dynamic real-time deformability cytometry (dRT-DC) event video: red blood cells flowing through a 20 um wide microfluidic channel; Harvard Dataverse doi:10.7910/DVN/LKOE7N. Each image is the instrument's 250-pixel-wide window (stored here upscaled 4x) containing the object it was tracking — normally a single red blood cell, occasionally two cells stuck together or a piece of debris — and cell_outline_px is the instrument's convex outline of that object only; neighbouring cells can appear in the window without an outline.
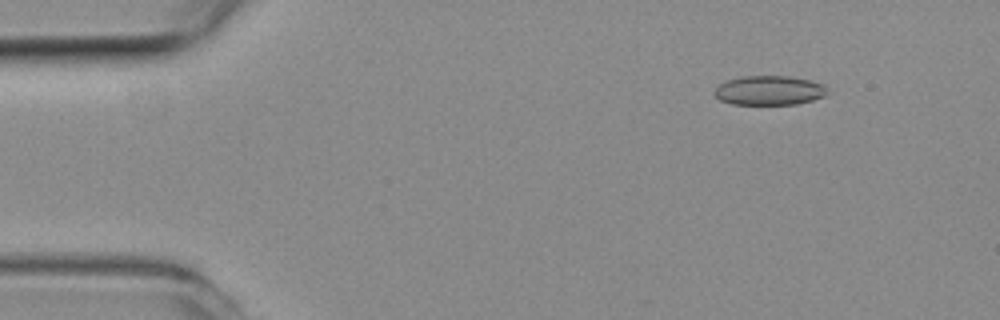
{"species": "common noctule bat (a hibernating species)", "species_latin": "Nyctalus noctula", "temperature_condition": "room temperature", "stored_images_in_passage": 52, "camera_frame_rate_fps": 3000, "um_per_image_px": 0.085, "animal": {"sex": "female", "body_mass_g": 19.3, "forearm_length_mm": 54.1}, "frame": {"image": 1, "passage_image": 6, "time_ms": 1.667, "image_size_px": [1000, 320], "cell_outline_px": [[828, 92], [824, 96], [812, 100], [796, 104], [732, 104], [720, 100], [712, 92], [720, 84], [728, 80], [740, 76], [788, 76], [812, 80], [824, 84]], "centroid_in_image_um": [65.39, 7.68], "position_along_channel_um": 19.6, "area_um2": 19.36}}
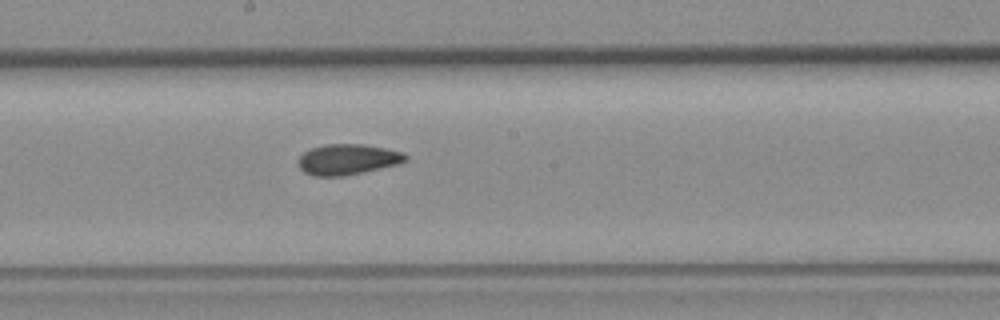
{"frame": {"image": 2, "passage_image": 28, "time_ms": 9.0, "image_size_px": [1000, 320], "cell_outline_px": [[408, 160], [400, 164], [364, 172], [344, 176], [312, 176], [304, 172], [300, 168], [296, 160], [304, 152], [312, 148], [324, 144], [364, 144], [404, 152], [408, 156]], "centroid_in_image_um": [29.56, 13.55], "position_along_channel_um": 218.6, "area_um2": 19.42}}
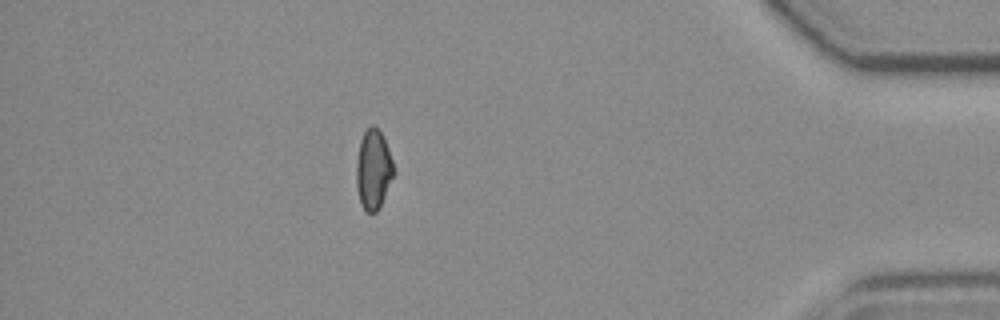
{"frame": {"image": 3, "passage_image": 46, "time_ms": 15.0, "image_size_px": [1000, 320], "cell_outline_px": [[396, 172], [380, 208], [376, 212], [368, 212], [360, 204], [356, 184], [356, 160], [360, 140], [364, 132], [372, 124], [380, 132], [388, 148]], "centroid_in_image_um": [31.74, 14.44], "position_along_channel_um": 403.5, "area_um2": 17.51}, "authors_computed_cell_mechanics": {"area_um2": 18.9584, "velocity_mm_per_s": 3.9483, "shape_relaxation_time_tau1_ms": null, "shape_relaxation_time_tau2_ms": 6.5045, "deformation_change_tau1": null, "deformation_change_tau2": 0.1118}}